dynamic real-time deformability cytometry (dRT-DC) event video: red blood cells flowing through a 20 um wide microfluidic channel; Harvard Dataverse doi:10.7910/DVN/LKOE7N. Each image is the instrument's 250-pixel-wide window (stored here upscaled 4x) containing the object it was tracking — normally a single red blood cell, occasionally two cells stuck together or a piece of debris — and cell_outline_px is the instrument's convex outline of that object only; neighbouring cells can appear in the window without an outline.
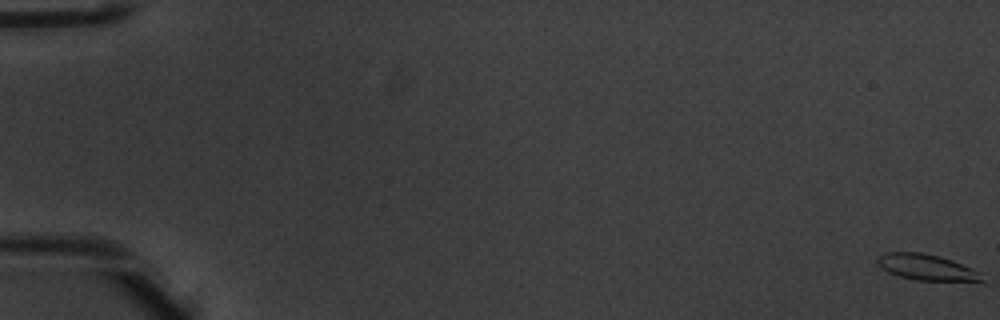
{"species": "common noctule bat (a hibernating species)", "species_latin": "Nyctalus noctula", "temperature_condition": "warm", "stored_images_in_passage": 54, "camera_frame_rate_fps": 3000, "um_per_image_px": 0.085, "animal": {"sex": "male", "body_mass_g": 20.1, "forearm_length_mm": 53.5}, "frame": {"image": 1, "passage_image": 1, "time_ms": 0.0, "image_size_px": [1000, 320], "cell_outline_px": [[984, 284], [916, 280], [900, 276], [888, 272], [880, 268], [876, 260], [884, 252], [920, 252], [940, 256], [952, 260], [980, 272], [984, 280]], "centroid_in_image_um": [78.87, 22.77], "position_along_channel_um": 6.1, "area_um2": 16.47}}
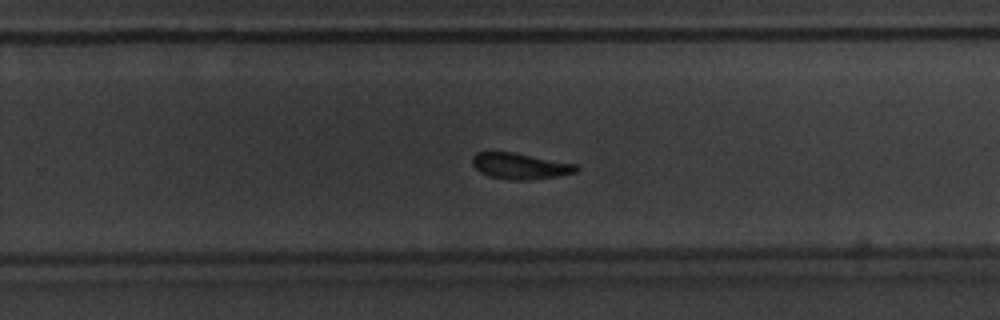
{"frame": {"image": 2, "passage_image": 36, "time_ms": 11.667, "image_size_px": [1000, 320], "cell_outline_px": [[580, 168], [576, 172], [560, 176], [528, 180], [508, 180], [488, 176], [480, 172], [472, 164], [472, 156], [476, 152], [516, 152], [576, 164]], "centroid_in_image_um": [44.22, 14.11], "position_along_channel_um": 285.6, "area_um2": 16.01}}
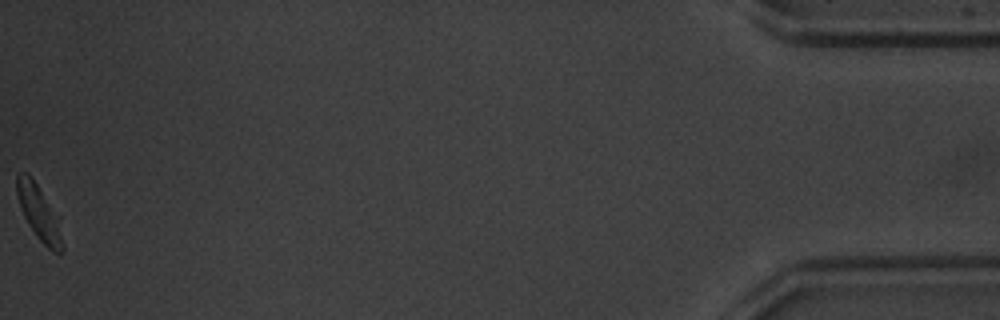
{"frame": {"image": 3, "passage_image": 54, "time_ms": 17.667, "image_size_px": [1000, 320], "cell_outline_px": [[64, 252], [60, 256], [52, 252], [36, 236], [28, 224], [20, 208], [16, 192], [16, 176], [20, 172], [28, 172], [32, 176], [60, 216], [64, 244]], "centroid_in_image_um": [3.38, 18.11], "position_along_channel_um": 431.8, "area_um2": 15.49}, "authors_computed_cell_mechanics": {"area_um2": 16.4441, "velocity_mm_per_s": 3.9452, "shape_relaxation_time_tau1_ms": 2.4797, "shape_relaxation_time_tau2_ms": 1.221, "deformation_change_tau1": 0.139, "deformation_change_tau2": 0.071}}